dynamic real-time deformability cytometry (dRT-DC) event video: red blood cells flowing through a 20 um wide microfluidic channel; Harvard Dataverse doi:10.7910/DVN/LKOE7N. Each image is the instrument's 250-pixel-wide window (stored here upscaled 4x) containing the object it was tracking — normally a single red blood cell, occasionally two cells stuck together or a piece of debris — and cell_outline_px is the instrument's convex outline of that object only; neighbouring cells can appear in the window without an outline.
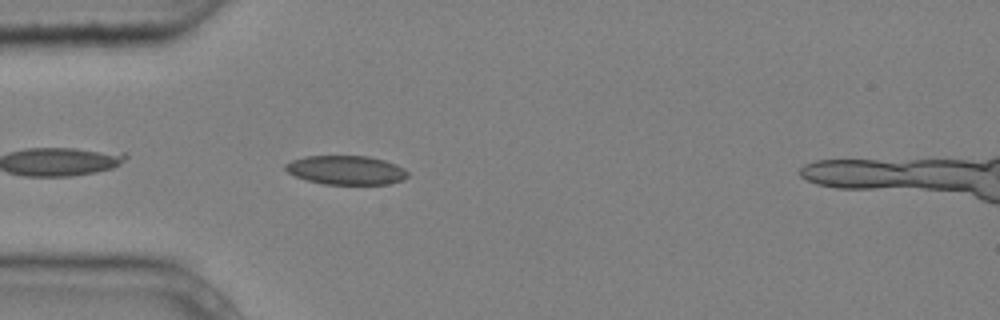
{"species": "common noctule bat (a hibernating species)", "species_latin": "Nyctalus noctula", "temperature_condition": "cold", "stored_images_in_passage": 5, "camera_frame_rate_fps": 3000, "um_per_image_px": 0.085, "animal": {"sex": "male", "body_mass_g": 20.4}, "frame": {"image": 1, "passage_image": 5, "time_ms": 1.333, "image_size_px": [1000, 320], "cell_outline_px": [[408, 176], [404, 180], [388, 184], [324, 184], [308, 180], [296, 176], [288, 172], [284, 168], [284, 164], [292, 160], [304, 156], [368, 156], [384, 160], [396, 164], [404, 168], [408, 172]], "centroid_in_image_um": [29.44, 14.45], "position_along_channel_um": 55.6, "area_um2": 20.69}}